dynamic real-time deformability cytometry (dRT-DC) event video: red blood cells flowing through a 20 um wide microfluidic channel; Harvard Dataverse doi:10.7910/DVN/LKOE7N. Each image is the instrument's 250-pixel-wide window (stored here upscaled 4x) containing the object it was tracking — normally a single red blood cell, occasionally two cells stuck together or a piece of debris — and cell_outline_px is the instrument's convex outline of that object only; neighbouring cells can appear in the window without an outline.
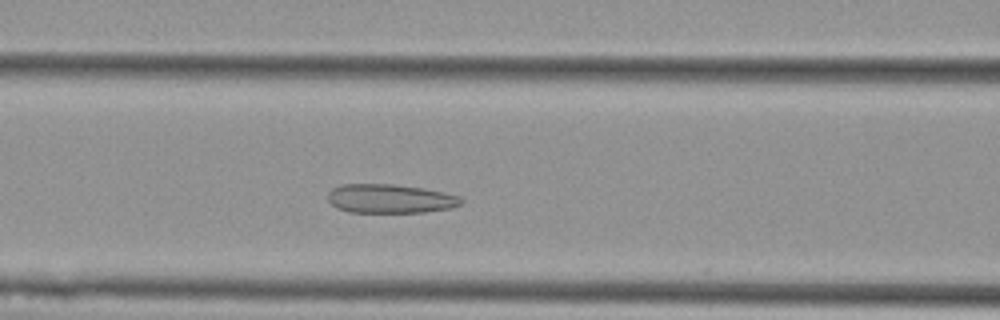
{"species": "Egyptian fruit bat (a non-hibernating species)", "species_latin": "Rousettus aegyptiacus", "temperature_condition": "cold", "stored_images_in_passage": 44, "camera_frame_rate_fps": 3000, "um_per_image_px": 0.085, "animal": {"sex": "female"}, "frame": {"image": 1, "passage_image": 13, "time_ms": 4.0, "image_size_px": [1000, 320], "cell_outline_px": [[464, 200], [460, 204], [452, 208], [424, 212], [348, 212], [336, 208], [328, 200], [328, 192], [332, 188], [340, 184], [396, 184], [424, 188], [444, 192], [460, 196]], "centroid_in_image_um": [33.16, 16.88], "position_along_channel_um": 133.4, "area_um2": 22.72}}
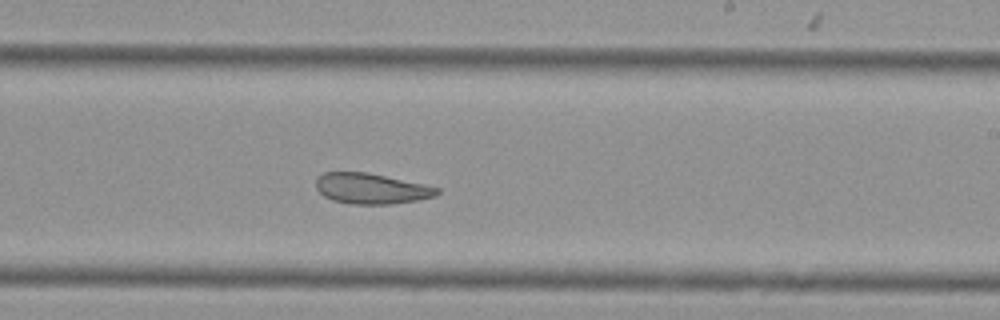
{"frame": {"image": 2, "passage_image": 23, "time_ms": 7.333, "image_size_px": [1000, 320], "cell_outline_px": [[440, 192], [436, 196], [420, 200], [392, 204], [352, 204], [332, 200], [324, 196], [316, 188], [316, 176], [324, 172], [368, 172], [424, 184], [440, 188]], "centroid_in_image_um": [31.57, 16.03], "position_along_channel_um": 257.4, "area_um2": 21.79}}
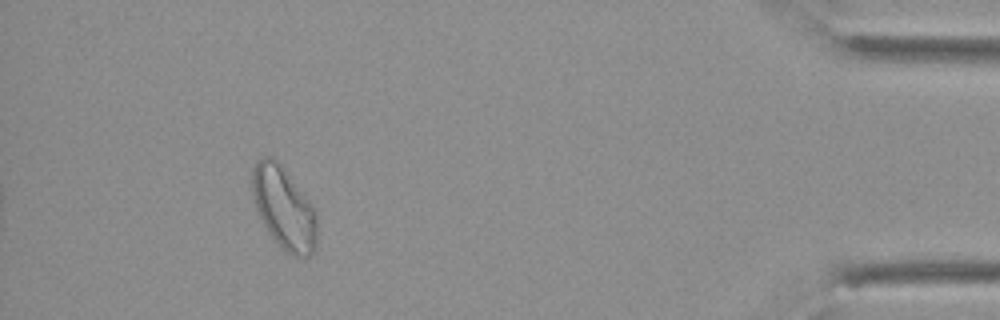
{"frame": {"image": 3, "passage_image": 40, "time_ms": 13.0, "image_size_px": [1000, 320], "cell_outline_px": [[316, 252], [304, 260], [292, 256], [268, 232], [256, 212], [248, 184], [252, 168], [256, 160], [264, 156], [272, 156], [284, 168], [312, 204], [316, 212]], "centroid_in_image_um": [24.09, 17.66], "position_along_channel_um": 411.1, "area_um2": 31.91}, "authors_computed_cell_mechanics": {"area_um2": 24.4494, "velocity_mm_per_s": 3.7406, "shape_relaxation_time_tau1_ms": null, "shape_relaxation_time_tau2_ms": 2.7854, "deformation_change_tau1": null, "deformation_change_tau2": 0.0846}}